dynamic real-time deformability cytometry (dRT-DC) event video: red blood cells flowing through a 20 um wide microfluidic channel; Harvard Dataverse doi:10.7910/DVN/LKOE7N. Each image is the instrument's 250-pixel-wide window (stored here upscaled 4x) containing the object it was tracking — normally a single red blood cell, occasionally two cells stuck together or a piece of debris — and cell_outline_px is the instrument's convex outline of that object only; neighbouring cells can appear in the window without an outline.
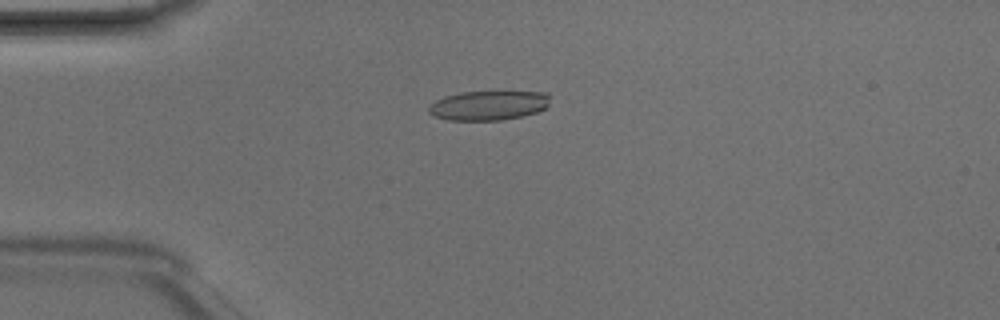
{"species": "Egyptian fruit bat (a non-hibernating species)", "species_latin": "Rousettus aegyptiacus", "temperature_condition": "room temperature", "stored_images_in_passage": 6, "camera_frame_rate_fps": 3000, "um_per_image_px": 0.085, "animal": {"sex": "male"}, "frame": {"image": 1, "passage_image": 3, "time_ms": 0.667, "image_size_px": [1000, 320], "cell_outline_px": [[548, 104], [544, 108], [536, 112], [520, 116], [500, 120], [448, 120], [432, 116], [428, 112], [428, 108], [436, 100], [444, 96], [460, 92], [548, 92]], "centroid_in_image_um": [41.47, 8.96], "position_along_channel_um": 43.5, "area_um2": 20.63}}
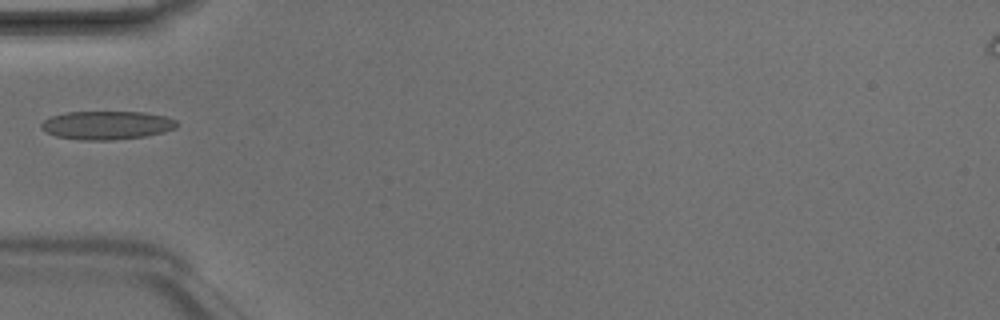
{"frame": {"image": 2, "passage_image": 4, "time_ms": 1.0, "image_size_px": [1000, 320], "cell_outline_px": [[180, 124], [176, 128], [164, 132], [144, 136], [112, 140], [80, 140], [56, 136], [44, 132], [40, 128], [40, 124], [44, 120], [52, 116], [68, 112], [144, 112], [164, 116], [176, 120]], "centroid_in_image_um": [9.07, 10.64], "position_along_channel_um": 75.9, "area_um2": 22.6}}